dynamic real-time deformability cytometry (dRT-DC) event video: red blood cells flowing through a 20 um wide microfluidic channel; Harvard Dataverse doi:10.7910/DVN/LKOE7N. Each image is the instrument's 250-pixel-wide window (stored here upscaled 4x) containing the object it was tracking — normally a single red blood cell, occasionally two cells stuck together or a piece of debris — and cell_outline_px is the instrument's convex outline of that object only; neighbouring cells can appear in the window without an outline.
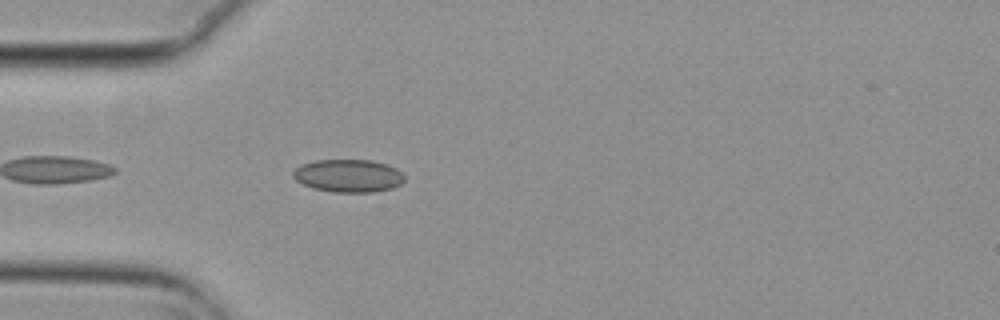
{"species": "common noctule bat (a hibernating species)", "species_latin": "Nyctalus noctula", "temperature_condition": "cold", "stored_images_in_passage": 4, "camera_frame_rate_fps": 3000, "um_per_image_px": 0.085, "animal": {"sex": "female", "body_mass_g": 29.2, "forearm_length_mm": 56.3}, "frame": {"image": 1, "passage_image": 4, "time_ms": 1.0, "image_size_px": [1000, 320], "cell_outline_px": [[404, 180], [400, 184], [392, 188], [372, 192], [332, 192], [312, 188], [296, 180], [292, 176], [292, 172], [300, 164], [316, 160], [372, 160], [396, 168], [404, 176]], "centroid_in_image_um": [29.58, 14.94], "position_along_channel_um": 55.4, "area_um2": 21.27}}